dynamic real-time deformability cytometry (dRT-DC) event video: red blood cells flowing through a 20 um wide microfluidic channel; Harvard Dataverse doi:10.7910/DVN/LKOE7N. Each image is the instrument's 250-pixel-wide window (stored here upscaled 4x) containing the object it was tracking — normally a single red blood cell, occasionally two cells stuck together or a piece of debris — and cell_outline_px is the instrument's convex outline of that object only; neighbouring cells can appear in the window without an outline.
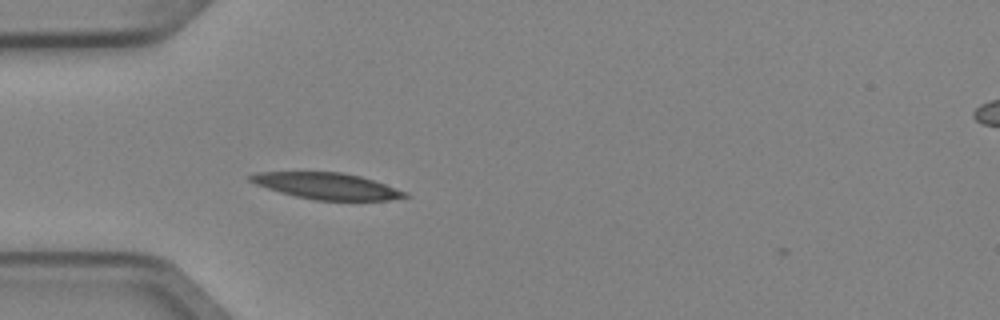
{"species": "Egyptian fruit bat (a non-hibernating species)", "species_latin": "Rousettus aegyptiacus", "temperature_condition": "cold", "stored_images_in_passage": 1, "camera_frame_rate_fps": 3000, "um_per_image_px": 0.085, "animal": {"sex": "female"}, "frame": {"image": 1, "passage_image": 1, "time_ms": 0.0, "image_size_px": [1000, 320], "cell_outline_px": [[408, 196], [388, 200], [316, 200], [296, 196], [280, 192], [256, 184], [248, 180], [248, 176], [260, 172], [340, 172], [360, 176], [408, 192]], "centroid_in_image_um": [27.78, 15.81], "position_along_channel_um": 57.2, "area_um2": 23.35}}